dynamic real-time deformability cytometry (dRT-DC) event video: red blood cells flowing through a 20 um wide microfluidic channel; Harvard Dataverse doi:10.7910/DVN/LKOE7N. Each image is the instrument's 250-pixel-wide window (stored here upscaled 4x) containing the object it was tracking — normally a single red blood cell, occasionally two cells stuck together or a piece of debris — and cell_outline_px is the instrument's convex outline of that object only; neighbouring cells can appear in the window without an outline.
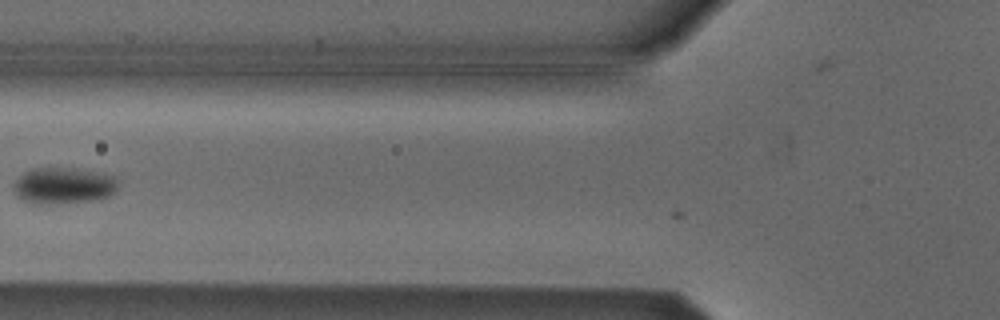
{"species": "Egyptian fruit bat (a non-hibernating species)", "species_latin": "Rousettus aegyptiacus", "temperature_condition": "cold", "stored_images_in_passage": 7, "camera_frame_rate_fps": 3000, "um_per_image_px": 0.085, "animal": {"sex": "male"}, "frame": {"image": 1, "passage_image": 6, "time_ms": 1.667, "image_size_px": [1000, 320], "cell_outline_px": [[116, 192], [112, 196], [100, 200], [40, 204], [32, 204], [16, 196], [12, 188], [12, 184], [24, 172], [32, 168], [72, 168], [96, 172], [116, 176]], "centroid_in_image_um": [5.39, 15.79], "position_along_channel_um": 120.4, "area_um2": 22.37}}